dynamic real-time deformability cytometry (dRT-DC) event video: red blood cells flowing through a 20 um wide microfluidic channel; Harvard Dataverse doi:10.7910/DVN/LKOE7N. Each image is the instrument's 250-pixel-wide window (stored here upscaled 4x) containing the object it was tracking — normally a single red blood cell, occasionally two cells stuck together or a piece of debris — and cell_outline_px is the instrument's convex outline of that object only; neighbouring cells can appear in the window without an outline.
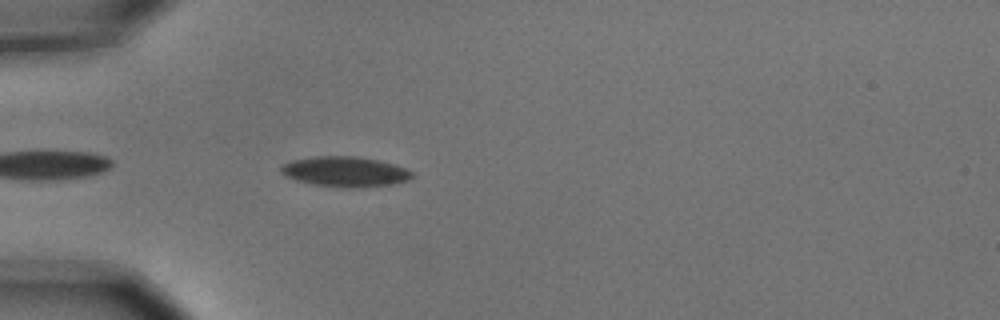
{"species": "common noctule bat (a hibernating species)", "species_latin": "Nyctalus noctula", "temperature_condition": "cold", "stored_images_in_passage": 5, "camera_frame_rate_fps": 3000, "um_per_image_px": 0.085, "animal": {"sex": "male", "body_mass_g": 15.6}, "frame": {"image": 1, "passage_image": 5, "time_ms": 1.333, "image_size_px": [1000, 320], "cell_outline_px": [[416, 176], [408, 180], [392, 184], [360, 188], [344, 188], [312, 184], [296, 180], [280, 172], [280, 164], [292, 160], [312, 156], [356, 156], [380, 160], [396, 164], [412, 172]], "centroid_in_image_um": [29.34, 14.59], "position_along_channel_um": 55.7, "area_um2": 23.41}}